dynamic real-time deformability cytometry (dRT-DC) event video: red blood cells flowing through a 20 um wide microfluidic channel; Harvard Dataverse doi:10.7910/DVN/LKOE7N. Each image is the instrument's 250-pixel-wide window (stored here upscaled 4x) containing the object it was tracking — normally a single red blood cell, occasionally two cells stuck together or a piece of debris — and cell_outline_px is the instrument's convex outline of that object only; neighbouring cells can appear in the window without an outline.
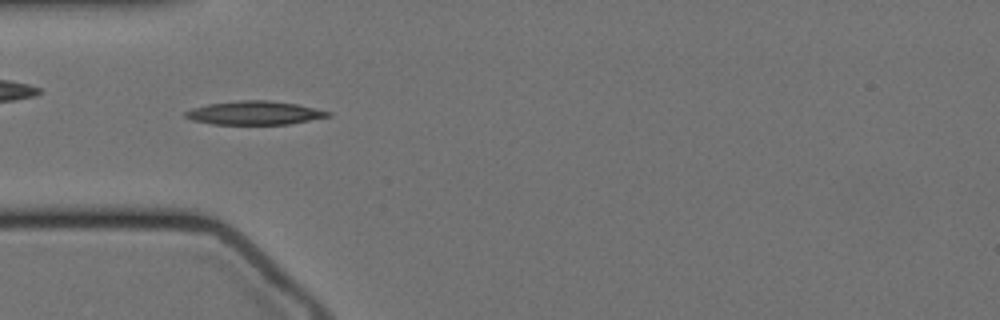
{"species": "Egyptian fruit bat (a non-hibernating species)", "species_latin": "Rousettus aegyptiacus", "temperature_condition": "cold", "stored_images_in_passage": 20, "camera_frame_rate_fps": 3000, "um_per_image_px": 0.085, "animal": {"sex": "female"}, "frame": {"image": 1, "passage_image": 16, "time_ms": 5.0, "image_size_px": [1000, 320], "cell_outline_px": [[332, 116], [288, 124], [212, 124], [192, 120], [184, 116], [184, 112], [192, 108], [208, 104], [240, 100], [268, 100], [296, 104], [332, 112]], "centroid_in_image_um": [21.63, 9.6], "position_along_channel_um": 63.4, "area_um2": 19.54}}